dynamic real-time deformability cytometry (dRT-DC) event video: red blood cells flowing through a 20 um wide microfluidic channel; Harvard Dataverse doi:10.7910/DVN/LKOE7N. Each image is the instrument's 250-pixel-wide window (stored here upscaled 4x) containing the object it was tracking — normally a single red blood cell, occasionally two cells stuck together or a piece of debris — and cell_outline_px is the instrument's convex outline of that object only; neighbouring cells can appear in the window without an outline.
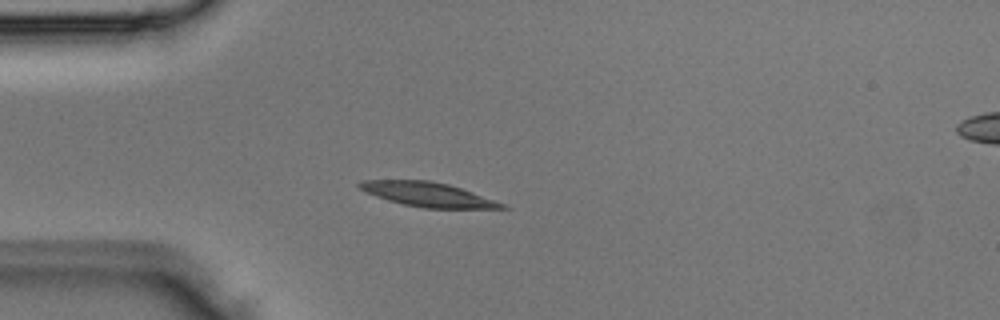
{"species": "Egyptian fruit bat (a non-hibernating species)", "species_latin": "Rousettus aegyptiacus", "temperature_condition": "room temperature", "stored_images_in_passage": 3, "segment_of_instrument_passage": [1, 2], "camera_frame_rate_fps": 3000, "um_per_image_px": 0.085, "animal": {"sex": "male"}, "frame": {"image": 1, "passage_image": 2, "time_ms": 0.333, "image_size_px": [1000, 320], "cell_outline_px": [[512, 208], [424, 208], [404, 204], [388, 200], [364, 192], [356, 188], [356, 184], [360, 180], [428, 180], [448, 184], [472, 192], [504, 204]], "centroid_in_image_um": [36.27, 16.52], "position_along_channel_um": 48.7, "area_um2": 20.06}}